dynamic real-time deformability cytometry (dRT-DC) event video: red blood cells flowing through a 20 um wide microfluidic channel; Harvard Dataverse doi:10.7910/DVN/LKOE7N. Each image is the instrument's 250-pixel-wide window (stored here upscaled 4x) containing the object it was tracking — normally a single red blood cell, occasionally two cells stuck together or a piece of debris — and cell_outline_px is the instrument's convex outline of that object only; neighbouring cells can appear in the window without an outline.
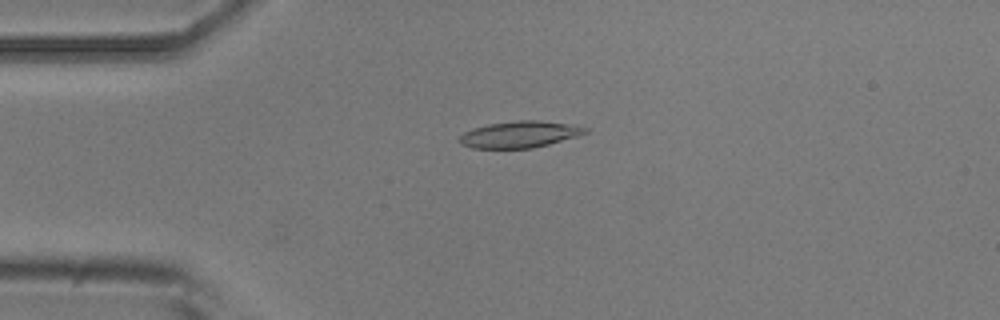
{"species": "common noctule bat (a hibernating species)", "species_latin": "Nyctalus noctula", "temperature_condition": "room temperature", "stored_images_in_passage": 5, "camera_frame_rate_fps": 3000, "um_per_image_px": 0.085, "animal": {"sex": "male", "body_mass_g": 20.5, "forearm_length_mm": 52.5}, "frame": {"image": 1, "passage_image": 4, "time_ms": 3.667, "image_size_px": [1000, 320], "cell_outline_px": [[588, 132], [576, 136], [548, 144], [532, 148], [472, 148], [460, 144], [460, 136], [464, 132], [472, 128], [488, 124], [516, 120], [540, 120], [588, 128]], "centroid_in_image_um": [44.11, 11.42], "position_along_channel_um": 40.9, "area_um2": 19.19}}